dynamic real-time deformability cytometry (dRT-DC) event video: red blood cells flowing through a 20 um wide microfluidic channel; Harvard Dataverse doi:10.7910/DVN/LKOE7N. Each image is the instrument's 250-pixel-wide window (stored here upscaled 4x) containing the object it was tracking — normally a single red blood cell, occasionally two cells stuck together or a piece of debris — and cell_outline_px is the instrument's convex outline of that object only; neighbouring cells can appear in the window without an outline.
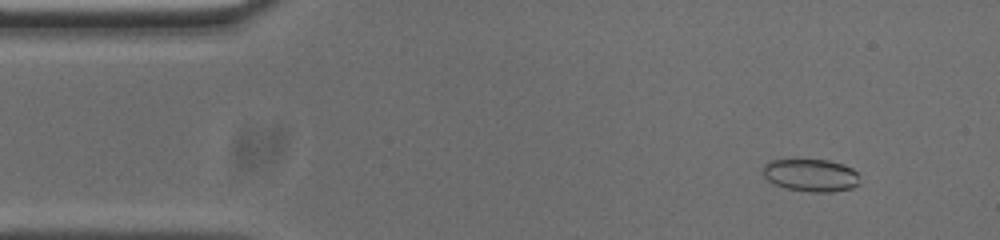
{"species": "common noctule bat (a hibernating species)", "species_latin": "Nyctalus noctula", "temperature_condition": "cold", "stored_images_in_passage": 53, "camera_frame_rate_fps": 3000, "um_per_image_px": 0.085, "animal": {"sex": "male", "body_mass_g": 20.0, "forearm_length_mm": 53.3}, "frame": {"image": 1, "passage_image": 5, "time_ms": 1.333, "image_size_px": [1000, 240], "cell_outline_px": [[856, 184], [852, 188], [832, 192], [812, 192], [788, 188], [776, 184], [768, 180], [764, 176], [764, 164], [768, 160], [828, 160], [844, 164], [852, 168], [856, 172]], "centroid_in_image_um": [68.91, 14.88], "position_along_channel_um": 16.1, "area_um2": 18.03}}
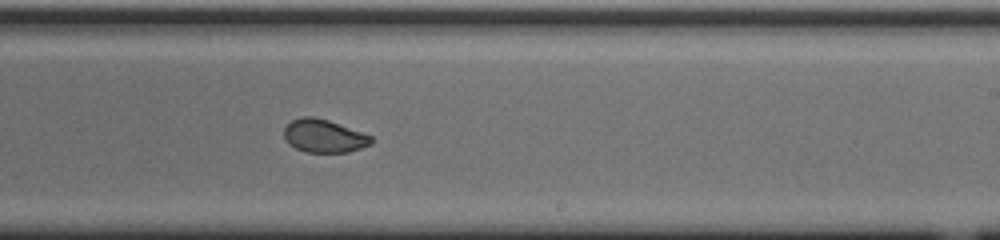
{"frame": {"image": 2, "passage_image": 31, "time_ms": 10.0, "image_size_px": [1000, 240], "cell_outline_px": [[372, 144], [348, 152], [304, 152], [288, 144], [284, 140], [284, 128], [292, 120], [304, 116], [312, 116], [328, 120], [372, 136]], "centroid_in_image_um": [27.51, 11.56], "position_along_channel_um": 261.5, "area_um2": 16.76}}
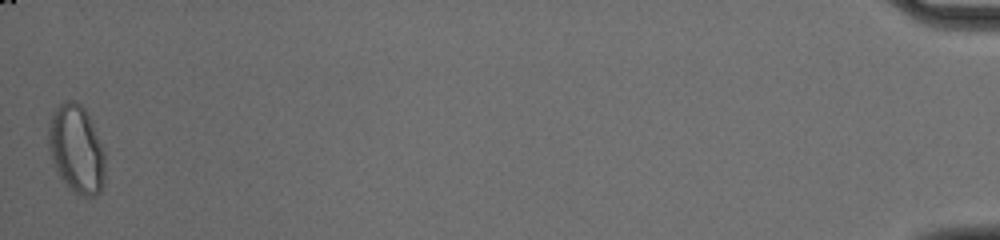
{"frame": {"image": 3, "passage_image": 53, "time_ms": 17.333, "image_size_px": [1000, 240], "cell_outline_px": [[104, 180], [100, 192], [96, 196], [80, 196], [68, 188], [60, 180], [52, 164], [48, 148], [48, 124], [52, 112], [64, 100], [72, 100], [80, 104], [84, 108], [92, 124], [104, 152]], "centroid_in_image_um": [6.45, 12.71], "position_along_channel_um": 428.8, "area_um2": 29.36}, "authors_computed_cell_mechanics": {"area_um2": 18.3226, "velocity_mm_per_s": 3.742, "shape_relaxation_time_tau1_ms": null, "shape_relaxation_time_tau2_ms": 1.0822, "deformation_change_tau1": null, "deformation_change_tau2": 0.0442}}